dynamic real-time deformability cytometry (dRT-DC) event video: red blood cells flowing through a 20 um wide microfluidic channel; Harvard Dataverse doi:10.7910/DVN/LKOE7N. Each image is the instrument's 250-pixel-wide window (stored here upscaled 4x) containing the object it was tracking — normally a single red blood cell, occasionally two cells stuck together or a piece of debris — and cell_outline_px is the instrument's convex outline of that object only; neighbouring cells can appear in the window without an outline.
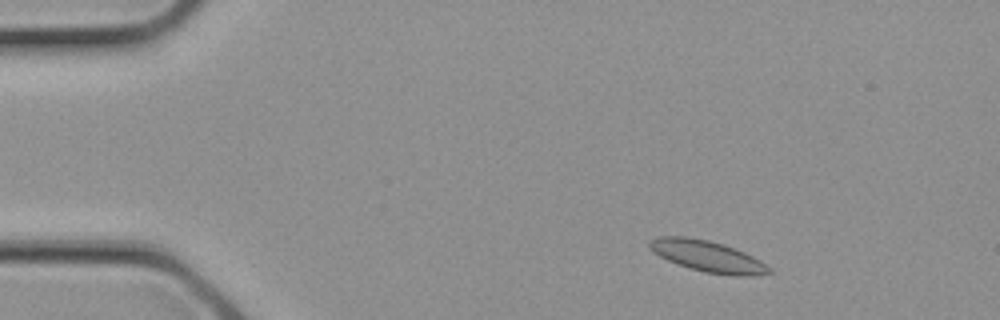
{"species": "common noctule bat (a hibernating species)", "species_latin": "Nyctalus noctula", "temperature_condition": "cold", "stored_images_in_passage": 10, "camera_frame_rate_fps": 3000, "um_per_image_px": 0.085, "animal": {"sex": "female", "body_mass_g": 21.9}, "frame": {"image": 1, "passage_image": 2, "time_ms": 0.333, "image_size_px": [1000, 320], "cell_outline_px": [[772, 272], [756, 276], [732, 276], [704, 272], [668, 260], [652, 252], [648, 244], [648, 240], [656, 236], [688, 236], [708, 240], [724, 244], [744, 252], [760, 260], [772, 268]], "centroid_in_image_um": [60.15, 21.77], "position_along_channel_um": 24.8, "area_um2": 21.91}}
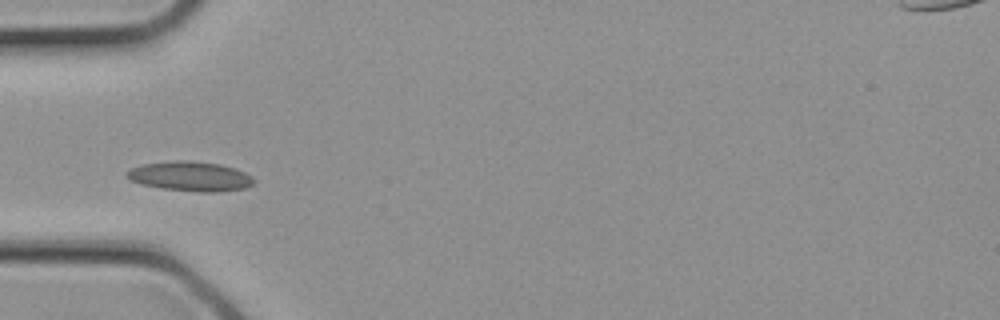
{"frame": {"image": 2, "passage_image": 7, "time_ms": 2.0, "image_size_px": [1000, 320], "cell_outline_px": [[256, 180], [252, 184], [244, 188], [216, 192], [200, 192], [164, 188], [140, 184], [128, 180], [124, 176], [124, 172], [132, 168], [144, 164], [172, 160], [188, 160], [220, 164], [236, 168], [252, 176]], "centroid_in_image_um": [16.15, 14.98], "position_along_channel_um": 68.9, "area_um2": 22.08}}
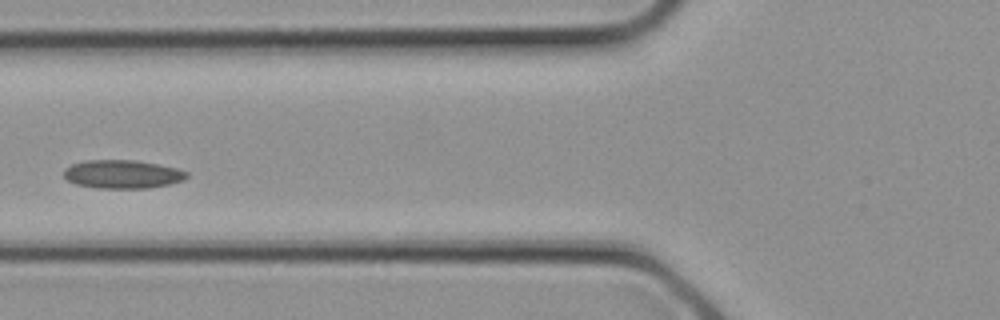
{"frame": {"image": 3, "passage_image": 9, "time_ms": 2.667, "image_size_px": [1000, 320], "cell_outline_px": [[188, 176], [184, 180], [168, 184], [148, 188], [100, 188], [76, 184], [68, 180], [64, 176], [64, 168], [72, 164], [84, 160], [136, 160], [176, 168], [188, 172]], "centroid_in_image_um": [10.4, 14.8], "position_along_channel_um": 115.4, "area_um2": 20.29}}